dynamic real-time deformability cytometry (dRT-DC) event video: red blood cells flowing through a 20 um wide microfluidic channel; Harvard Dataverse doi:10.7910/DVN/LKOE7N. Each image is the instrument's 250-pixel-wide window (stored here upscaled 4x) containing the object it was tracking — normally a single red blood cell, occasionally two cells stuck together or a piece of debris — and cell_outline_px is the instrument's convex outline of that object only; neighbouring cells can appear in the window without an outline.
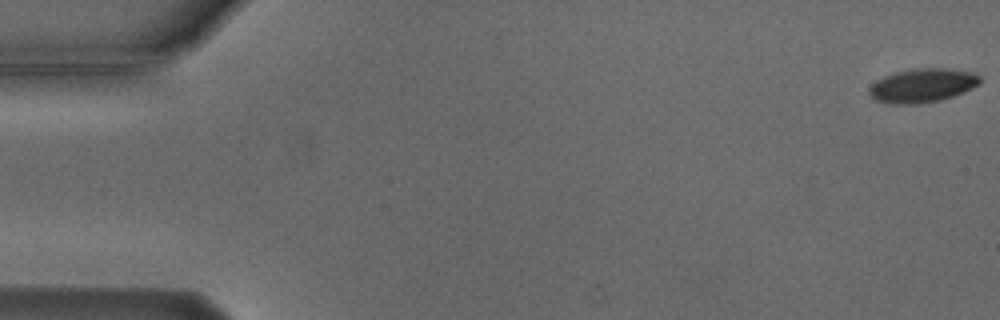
{"species": "Egyptian fruit bat (a non-hibernating species)", "species_latin": "Rousettus aegyptiacus", "temperature_condition": "cold", "stored_images_in_passage": 5, "camera_frame_rate_fps": 3000, "um_per_image_px": 0.085, "animal": {"sex": "male"}, "frame": {"image": 1, "passage_image": 1, "time_ms": 0.0, "image_size_px": [1000, 320], "cell_outline_px": [[980, 84], [964, 92], [940, 100], [916, 104], [892, 104], [876, 100], [868, 92], [872, 84], [876, 80], [884, 76], [896, 72], [912, 68], [952, 68], [976, 72], [980, 76]], "centroid_in_image_um": [78.45, 7.25], "position_along_channel_um": 6.6, "area_um2": 22.02}}
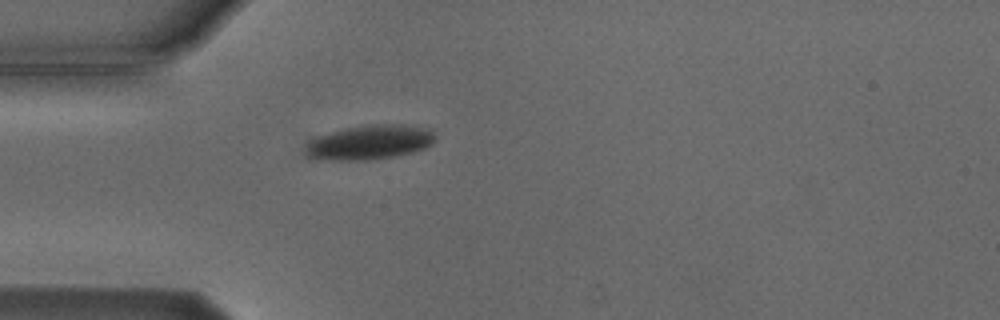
{"frame": {"image": 2, "passage_image": 5, "time_ms": 5.0, "image_size_px": [1000, 320], "cell_outline_px": [[436, 140], [432, 144], [424, 148], [412, 152], [392, 156], [368, 160], [324, 160], [308, 156], [304, 152], [308, 144], [316, 136], [344, 128], [372, 124], [404, 124], [432, 128], [436, 136]], "centroid_in_image_um": [31.47, 12.08], "position_along_channel_um": 53.5, "area_um2": 26.24}}